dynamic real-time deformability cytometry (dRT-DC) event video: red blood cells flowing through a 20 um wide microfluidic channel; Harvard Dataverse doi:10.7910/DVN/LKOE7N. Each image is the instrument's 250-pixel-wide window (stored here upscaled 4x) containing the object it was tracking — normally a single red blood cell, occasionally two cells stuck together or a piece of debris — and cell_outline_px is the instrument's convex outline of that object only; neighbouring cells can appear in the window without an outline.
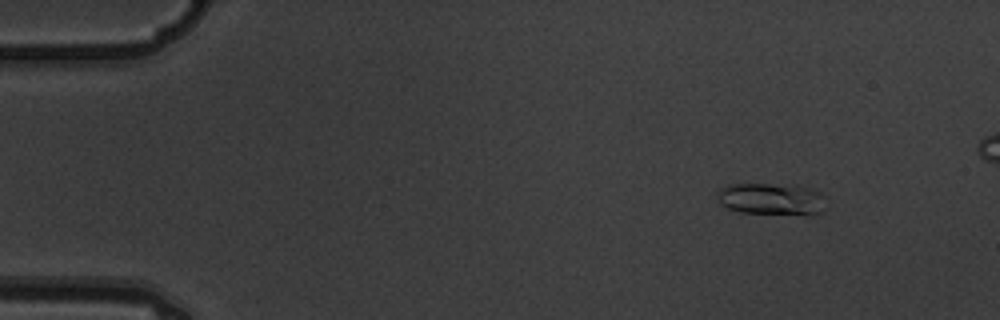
{"species": "common noctule bat (a hibernating species)", "species_latin": "Nyctalus noctula", "temperature_condition": "warm", "stored_images_in_passage": 5, "camera_frame_rate_fps": 3000, "um_per_image_px": 0.085, "animal": {"sex": "male", "body_mass_g": 19.5, "forearm_length_mm": 54.6}, "frame": {"image": 1, "passage_image": 1, "time_ms": 0.0, "image_size_px": [1000, 320], "cell_outline_px": [[824, 212], [816, 216], [740, 212], [728, 208], [720, 204], [716, 196], [716, 192], [720, 188], [732, 184], [768, 184], [808, 188], [820, 192]], "centroid_in_image_um": [65.54, 16.95], "position_along_channel_um": 19.5, "area_um2": 20.23}}